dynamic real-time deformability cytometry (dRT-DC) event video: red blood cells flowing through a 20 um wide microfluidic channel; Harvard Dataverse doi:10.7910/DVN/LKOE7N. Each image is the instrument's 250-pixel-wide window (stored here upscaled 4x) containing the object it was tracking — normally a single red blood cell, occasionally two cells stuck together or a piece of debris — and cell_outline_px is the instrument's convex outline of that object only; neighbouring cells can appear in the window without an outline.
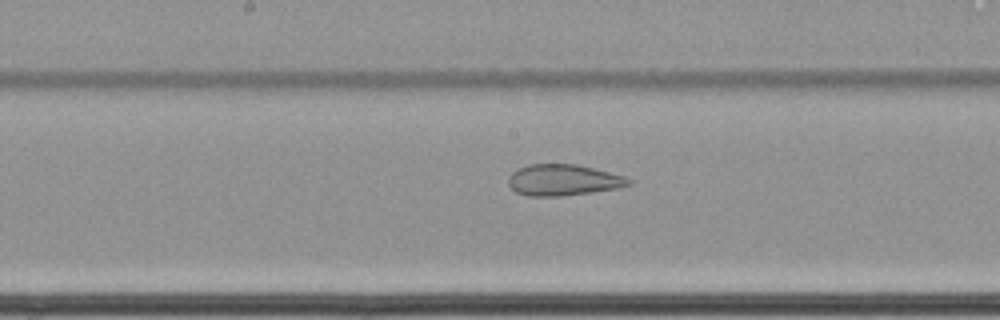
{"species": "common noctule bat (a hibernating species)", "species_latin": "Nyctalus noctula", "temperature_condition": "cold", "stored_images_in_passage": 50, "camera_frame_rate_fps": 3000, "um_per_image_px": 0.085, "animal": {"sex": "female", "body_mass_g": 22.7, "forearm_length_mm": 54.2}, "frame": {"image": 1, "passage_image": 22, "time_ms": 7.0, "image_size_px": [1000, 320], "cell_outline_px": [[632, 184], [616, 188], [592, 192], [560, 196], [524, 196], [516, 192], [508, 184], [508, 176], [512, 172], [528, 164], [576, 164], [624, 176], [632, 180]], "centroid_in_image_um": [47.84, 15.31], "position_along_channel_um": 200.4, "area_um2": 21.79}}
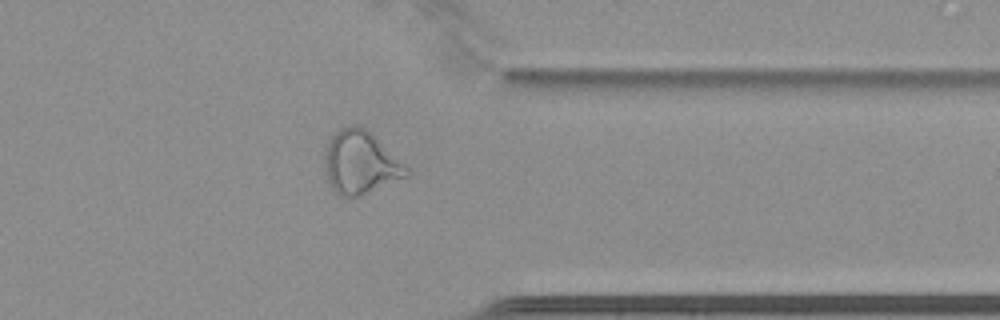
{"frame": {"image": 2, "passage_image": 38, "time_ms": 12.333, "image_size_px": [1000, 320], "cell_outline_px": [[412, 172], [408, 176], [360, 196], [340, 196], [328, 184], [324, 172], [324, 156], [328, 140], [340, 128], [356, 124], [364, 128], [408, 164]], "centroid_in_image_um": [30.65, 13.83], "position_along_channel_um": 380.7, "area_um2": 30.46}}
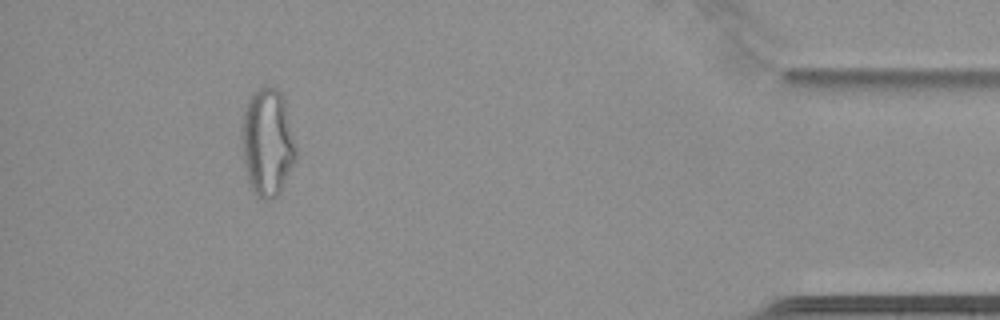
{"frame": {"image": 3, "passage_image": 45, "time_ms": 14.667, "image_size_px": [1000, 320], "cell_outline_px": [[296, 160], [280, 192], [276, 196], [268, 200], [264, 200], [256, 196], [252, 192], [248, 180], [244, 160], [240, 132], [244, 112], [248, 100], [252, 92], [256, 88], [264, 84], [276, 88], [284, 96], [296, 148]], "centroid_in_image_um": [22.72, 12.07], "position_along_channel_um": 412.5, "area_um2": 34.45}, "authors_computed_cell_mechanics": {"area_um2": 28.3798, "velocity_mm_per_s": 3.4596, "shape_relaxation_time_tau1_ms": null, "shape_relaxation_time_tau2_ms": 1.7845, "deformation_change_tau1": null, "deformation_change_tau2": 0.0948}}